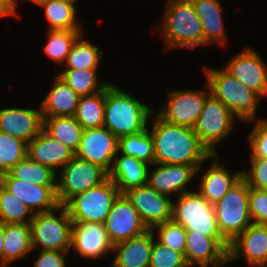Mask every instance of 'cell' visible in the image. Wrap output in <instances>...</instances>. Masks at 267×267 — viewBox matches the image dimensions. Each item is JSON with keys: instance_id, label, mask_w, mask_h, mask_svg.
<instances>
[{"instance_id": "1", "label": "cell", "mask_w": 267, "mask_h": 267, "mask_svg": "<svg viewBox=\"0 0 267 267\" xmlns=\"http://www.w3.org/2000/svg\"><path fill=\"white\" fill-rule=\"evenodd\" d=\"M149 131L154 145L155 163L193 165L198 171L201 163L212 153L200 141L193 128L166 123L157 115Z\"/></svg>"}, {"instance_id": "2", "label": "cell", "mask_w": 267, "mask_h": 267, "mask_svg": "<svg viewBox=\"0 0 267 267\" xmlns=\"http://www.w3.org/2000/svg\"><path fill=\"white\" fill-rule=\"evenodd\" d=\"M104 113L103 126L120 138L146 130L153 109L121 88L108 84L105 87Z\"/></svg>"}, {"instance_id": "3", "label": "cell", "mask_w": 267, "mask_h": 267, "mask_svg": "<svg viewBox=\"0 0 267 267\" xmlns=\"http://www.w3.org/2000/svg\"><path fill=\"white\" fill-rule=\"evenodd\" d=\"M163 19L159 30L167 48L195 49L204 44L202 24L191 0H168Z\"/></svg>"}, {"instance_id": "4", "label": "cell", "mask_w": 267, "mask_h": 267, "mask_svg": "<svg viewBox=\"0 0 267 267\" xmlns=\"http://www.w3.org/2000/svg\"><path fill=\"white\" fill-rule=\"evenodd\" d=\"M205 75L211 94L233 113V118L254 120L261 99L255 92L224 69L205 68Z\"/></svg>"}, {"instance_id": "5", "label": "cell", "mask_w": 267, "mask_h": 267, "mask_svg": "<svg viewBox=\"0 0 267 267\" xmlns=\"http://www.w3.org/2000/svg\"><path fill=\"white\" fill-rule=\"evenodd\" d=\"M172 219L181 224L186 231L214 237L227 251L229 250L230 243L218 229L214 205L198 192L178 196V201L173 203Z\"/></svg>"}, {"instance_id": "6", "label": "cell", "mask_w": 267, "mask_h": 267, "mask_svg": "<svg viewBox=\"0 0 267 267\" xmlns=\"http://www.w3.org/2000/svg\"><path fill=\"white\" fill-rule=\"evenodd\" d=\"M119 195V189L108 177L100 185L70 198L64 207L72 222L104 223Z\"/></svg>"}, {"instance_id": "7", "label": "cell", "mask_w": 267, "mask_h": 267, "mask_svg": "<svg viewBox=\"0 0 267 267\" xmlns=\"http://www.w3.org/2000/svg\"><path fill=\"white\" fill-rule=\"evenodd\" d=\"M60 211V216L55 215ZM73 222L64 205L57 208L36 213L30 221L32 247H38L42 250H57L69 252L71 249Z\"/></svg>"}, {"instance_id": "8", "label": "cell", "mask_w": 267, "mask_h": 267, "mask_svg": "<svg viewBox=\"0 0 267 267\" xmlns=\"http://www.w3.org/2000/svg\"><path fill=\"white\" fill-rule=\"evenodd\" d=\"M218 229L231 243L251 223L248 206V184L242 178L215 205Z\"/></svg>"}, {"instance_id": "9", "label": "cell", "mask_w": 267, "mask_h": 267, "mask_svg": "<svg viewBox=\"0 0 267 267\" xmlns=\"http://www.w3.org/2000/svg\"><path fill=\"white\" fill-rule=\"evenodd\" d=\"M62 169L56 175V195L60 205H64L73 196L100 185L108 178V173L100 166L76 156Z\"/></svg>"}, {"instance_id": "10", "label": "cell", "mask_w": 267, "mask_h": 267, "mask_svg": "<svg viewBox=\"0 0 267 267\" xmlns=\"http://www.w3.org/2000/svg\"><path fill=\"white\" fill-rule=\"evenodd\" d=\"M233 113L217 98L210 94L203 110L193 126L200 141L215 154V146L228 135L233 127Z\"/></svg>"}, {"instance_id": "11", "label": "cell", "mask_w": 267, "mask_h": 267, "mask_svg": "<svg viewBox=\"0 0 267 267\" xmlns=\"http://www.w3.org/2000/svg\"><path fill=\"white\" fill-rule=\"evenodd\" d=\"M206 86V90H171L157 116L166 123L193 128L211 94L208 84Z\"/></svg>"}, {"instance_id": "12", "label": "cell", "mask_w": 267, "mask_h": 267, "mask_svg": "<svg viewBox=\"0 0 267 267\" xmlns=\"http://www.w3.org/2000/svg\"><path fill=\"white\" fill-rule=\"evenodd\" d=\"M118 138L106 127L83 129L80 145L75 156L111 171L118 155Z\"/></svg>"}, {"instance_id": "13", "label": "cell", "mask_w": 267, "mask_h": 267, "mask_svg": "<svg viewBox=\"0 0 267 267\" xmlns=\"http://www.w3.org/2000/svg\"><path fill=\"white\" fill-rule=\"evenodd\" d=\"M104 224L113 246L149 230L124 194L114 201Z\"/></svg>"}, {"instance_id": "14", "label": "cell", "mask_w": 267, "mask_h": 267, "mask_svg": "<svg viewBox=\"0 0 267 267\" xmlns=\"http://www.w3.org/2000/svg\"><path fill=\"white\" fill-rule=\"evenodd\" d=\"M124 195L148 229L172 219L173 202L170 196L158 193L148 184L132 188Z\"/></svg>"}, {"instance_id": "15", "label": "cell", "mask_w": 267, "mask_h": 267, "mask_svg": "<svg viewBox=\"0 0 267 267\" xmlns=\"http://www.w3.org/2000/svg\"><path fill=\"white\" fill-rule=\"evenodd\" d=\"M224 70L260 98L267 96V65L252 48H245L233 56Z\"/></svg>"}, {"instance_id": "16", "label": "cell", "mask_w": 267, "mask_h": 267, "mask_svg": "<svg viewBox=\"0 0 267 267\" xmlns=\"http://www.w3.org/2000/svg\"><path fill=\"white\" fill-rule=\"evenodd\" d=\"M241 257L249 267H267V225L251 223L230 243L229 262Z\"/></svg>"}, {"instance_id": "17", "label": "cell", "mask_w": 267, "mask_h": 267, "mask_svg": "<svg viewBox=\"0 0 267 267\" xmlns=\"http://www.w3.org/2000/svg\"><path fill=\"white\" fill-rule=\"evenodd\" d=\"M0 184L20 199L33 214L57 208L56 186H38L14 178L9 172L0 176ZM34 210V211H33Z\"/></svg>"}, {"instance_id": "18", "label": "cell", "mask_w": 267, "mask_h": 267, "mask_svg": "<svg viewBox=\"0 0 267 267\" xmlns=\"http://www.w3.org/2000/svg\"><path fill=\"white\" fill-rule=\"evenodd\" d=\"M184 257L189 267H222L229 263L228 251L214 238L187 231Z\"/></svg>"}, {"instance_id": "19", "label": "cell", "mask_w": 267, "mask_h": 267, "mask_svg": "<svg viewBox=\"0 0 267 267\" xmlns=\"http://www.w3.org/2000/svg\"><path fill=\"white\" fill-rule=\"evenodd\" d=\"M71 247L81 256L96 259L113 249L104 223L73 222Z\"/></svg>"}, {"instance_id": "20", "label": "cell", "mask_w": 267, "mask_h": 267, "mask_svg": "<svg viewBox=\"0 0 267 267\" xmlns=\"http://www.w3.org/2000/svg\"><path fill=\"white\" fill-rule=\"evenodd\" d=\"M43 130L40 109H0V131L25 141L27 144Z\"/></svg>"}, {"instance_id": "21", "label": "cell", "mask_w": 267, "mask_h": 267, "mask_svg": "<svg viewBox=\"0 0 267 267\" xmlns=\"http://www.w3.org/2000/svg\"><path fill=\"white\" fill-rule=\"evenodd\" d=\"M150 175L148 172L147 184L160 194L169 196L172 193L179 195L188 193L187 184L194 178L198 170L193 165L160 164Z\"/></svg>"}, {"instance_id": "22", "label": "cell", "mask_w": 267, "mask_h": 267, "mask_svg": "<svg viewBox=\"0 0 267 267\" xmlns=\"http://www.w3.org/2000/svg\"><path fill=\"white\" fill-rule=\"evenodd\" d=\"M27 155L56 172L57 168L64 167L75 156V153L42 130L28 143Z\"/></svg>"}, {"instance_id": "23", "label": "cell", "mask_w": 267, "mask_h": 267, "mask_svg": "<svg viewBox=\"0 0 267 267\" xmlns=\"http://www.w3.org/2000/svg\"><path fill=\"white\" fill-rule=\"evenodd\" d=\"M154 233L149 229L139 236L114 245L112 251L116 255L112 267H149Z\"/></svg>"}, {"instance_id": "24", "label": "cell", "mask_w": 267, "mask_h": 267, "mask_svg": "<svg viewBox=\"0 0 267 267\" xmlns=\"http://www.w3.org/2000/svg\"><path fill=\"white\" fill-rule=\"evenodd\" d=\"M211 167L202 176L199 189L197 191L212 205H215L223 196L242 179V171L234 174L229 173L222 164L218 163L217 153L212 154Z\"/></svg>"}, {"instance_id": "25", "label": "cell", "mask_w": 267, "mask_h": 267, "mask_svg": "<svg viewBox=\"0 0 267 267\" xmlns=\"http://www.w3.org/2000/svg\"><path fill=\"white\" fill-rule=\"evenodd\" d=\"M115 156L111 171L108 177L119 189L120 194L126 191L146 185L148 182L149 164L136 159L135 157L121 154Z\"/></svg>"}, {"instance_id": "26", "label": "cell", "mask_w": 267, "mask_h": 267, "mask_svg": "<svg viewBox=\"0 0 267 267\" xmlns=\"http://www.w3.org/2000/svg\"><path fill=\"white\" fill-rule=\"evenodd\" d=\"M40 104L43 118L74 116L80 96L58 75Z\"/></svg>"}, {"instance_id": "27", "label": "cell", "mask_w": 267, "mask_h": 267, "mask_svg": "<svg viewBox=\"0 0 267 267\" xmlns=\"http://www.w3.org/2000/svg\"><path fill=\"white\" fill-rule=\"evenodd\" d=\"M204 33V44L225 43L226 34L219 0H191Z\"/></svg>"}, {"instance_id": "28", "label": "cell", "mask_w": 267, "mask_h": 267, "mask_svg": "<svg viewBox=\"0 0 267 267\" xmlns=\"http://www.w3.org/2000/svg\"><path fill=\"white\" fill-rule=\"evenodd\" d=\"M4 265L32 251L31 227L28 224H4Z\"/></svg>"}, {"instance_id": "29", "label": "cell", "mask_w": 267, "mask_h": 267, "mask_svg": "<svg viewBox=\"0 0 267 267\" xmlns=\"http://www.w3.org/2000/svg\"><path fill=\"white\" fill-rule=\"evenodd\" d=\"M43 130L72 152L78 150L83 128L74 116L43 118Z\"/></svg>"}, {"instance_id": "30", "label": "cell", "mask_w": 267, "mask_h": 267, "mask_svg": "<svg viewBox=\"0 0 267 267\" xmlns=\"http://www.w3.org/2000/svg\"><path fill=\"white\" fill-rule=\"evenodd\" d=\"M105 88L92 95L80 96L74 118L83 129L103 127Z\"/></svg>"}, {"instance_id": "31", "label": "cell", "mask_w": 267, "mask_h": 267, "mask_svg": "<svg viewBox=\"0 0 267 267\" xmlns=\"http://www.w3.org/2000/svg\"><path fill=\"white\" fill-rule=\"evenodd\" d=\"M9 173L16 179L38 186H56V175L50 167L32 160L28 155Z\"/></svg>"}, {"instance_id": "32", "label": "cell", "mask_w": 267, "mask_h": 267, "mask_svg": "<svg viewBox=\"0 0 267 267\" xmlns=\"http://www.w3.org/2000/svg\"><path fill=\"white\" fill-rule=\"evenodd\" d=\"M74 2L62 0H44L39 5L45 8V16L49 23V30L80 29L76 19Z\"/></svg>"}, {"instance_id": "33", "label": "cell", "mask_w": 267, "mask_h": 267, "mask_svg": "<svg viewBox=\"0 0 267 267\" xmlns=\"http://www.w3.org/2000/svg\"><path fill=\"white\" fill-rule=\"evenodd\" d=\"M135 157L151 166L155 164L153 139L148 129L118 138V152Z\"/></svg>"}, {"instance_id": "34", "label": "cell", "mask_w": 267, "mask_h": 267, "mask_svg": "<svg viewBox=\"0 0 267 267\" xmlns=\"http://www.w3.org/2000/svg\"><path fill=\"white\" fill-rule=\"evenodd\" d=\"M79 96L92 95L102 91L109 83L99 81L97 69H65L58 73Z\"/></svg>"}, {"instance_id": "35", "label": "cell", "mask_w": 267, "mask_h": 267, "mask_svg": "<svg viewBox=\"0 0 267 267\" xmlns=\"http://www.w3.org/2000/svg\"><path fill=\"white\" fill-rule=\"evenodd\" d=\"M47 44L43 52L58 63H65L75 41L83 34L82 29L48 30Z\"/></svg>"}, {"instance_id": "36", "label": "cell", "mask_w": 267, "mask_h": 267, "mask_svg": "<svg viewBox=\"0 0 267 267\" xmlns=\"http://www.w3.org/2000/svg\"><path fill=\"white\" fill-rule=\"evenodd\" d=\"M30 213L31 210L26 204L0 184V222L4 224H28L34 215Z\"/></svg>"}, {"instance_id": "37", "label": "cell", "mask_w": 267, "mask_h": 267, "mask_svg": "<svg viewBox=\"0 0 267 267\" xmlns=\"http://www.w3.org/2000/svg\"><path fill=\"white\" fill-rule=\"evenodd\" d=\"M82 35L73 44L67 59L66 69H97L100 59L103 56L102 51H98V47L83 41Z\"/></svg>"}, {"instance_id": "38", "label": "cell", "mask_w": 267, "mask_h": 267, "mask_svg": "<svg viewBox=\"0 0 267 267\" xmlns=\"http://www.w3.org/2000/svg\"><path fill=\"white\" fill-rule=\"evenodd\" d=\"M28 144L0 131V176L8 173L27 156Z\"/></svg>"}, {"instance_id": "39", "label": "cell", "mask_w": 267, "mask_h": 267, "mask_svg": "<svg viewBox=\"0 0 267 267\" xmlns=\"http://www.w3.org/2000/svg\"><path fill=\"white\" fill-rule=\"evenodd\" d=\"M158 230V242L184 255L187 231L173 219L156 225L153 231Z\"/></svg>"}, {"instance_id": "40", "label": "cell", "mask_w": 267, "mask_h": 267, "mask_svg": "<svg viewBox=\"0 0 267 267\" xmlns=\"http://www.w3.org/2000/svg\"><path fill=\"white\" fill-rule=\"evenodd\" d=\"M149 267H189L182 253L154 242L152 244Z\"/></svg>"}, {"instance_id": "41", "label": "cell", "mask_w": 267, "mask_h": 267, "mask_svg": "<svg viewBox=\"0 0 267 267\" xmlns=\"http://www.w3.org/2000/svg\"><path fill=\"white\" fill-rule=\"evenodd\" d=\"M248 206L252 223L267 225V192L248 186Z\"/></svg>"}, {"instance_id": "42", "label": "cell", "mask_w": 267, "mask_h": 267, "mask_svg": "<svg viewBox=\"0 0 267 267\" xmlns=\"http://www.w3.org/2000/svg\"><path fill=\"white\" fill-rule=\"evenodd\" d=\"M251 169L242 171V178L249 187L264 190L267 186V158H250Z\"/></svg>"}, {"instance_id": "43", "label": "cell", "mask_w": 267, "mask_h": 267, "mask_svg": "<svg viewBox=\"0 0 267 267\" xmlns=\"http://www.w3.org/2000/svg\"><path fill=\"white\" fill-rule=\"evenodd\" d=\"M251 158H267V120L258 119L253 131L248 135Z\"/></svg>"}, {"instance_id": "44", "label": "cell", "mask_w": 267, "mask_h": 267, "mask_svg": "<svg viewBox=\"0 0 267 267\" xmlns=\"http://www.w3.org/2000/svg\"><path fill=\"white\" fill-rule=\"evenodd\" d=\"M68 252L57 250H41L34 267H65V256Z\"/></svg>"}, {"instance_id": "45", "label": "cell", "mask_w": 267, "mask_h": 267, "mask_svg": "<svg viewBox=\"0 0 267 267\" xmlns=\"http://www.w3.org/2000/svg\"><path fill=\"white\" fill-rule=\"evenodd\" d=\"M16 0H0V17L16 15Z\"/></svg>"}, {"instance_id": "46", "label": "cell", "mask_w": 267, "mask_h": 267, "mask_svg": "<svg viewBox=\"0 0 267 267\" xmlns=\"http://www.w3.org/2000/svg\"><path fill=\"white\" fill-rule=\"evenodd\" d=\"M4 223L0 222V264L4 265V250H3V240H4Z\"/></svg>"}, {"instance_id": "47", "label": "cell", "mask_w": 267, "mask_h": 267, "mask_svg": "<svg viewBox=\"0 0 267 267\" xmlns=\"http://www.w3.org/2000/svg\"><path fill=\"white\" fill-rule=\"evenodd\" d=\"M30 1H32V2H34L36 5L38 4H40L42 1H44V0H30Z\"/></svg>"}, {"instance_id": "48", "label": "cell", "mask_w": 267, "mask_h": 267, "mask_svg": "<svg viewBox=\"0 0 267 267\" xmlns=\"http://www.w3.org/2000/svg\"><path fill=\"white\" fill-rule=\"evenodd\" d=\"M62 1H69V2H74V3H76L77 0H62Z\"/></svg>"}, {"instance_id": "49", "label": "cell", "mask_w": 267, "mask_h": 267, "mask_svg": "<svg viewBox=\"0 0 267 267\" xmlns=\"http://www.w3.org/2000/svg\"><path fill=\"white\" fill-rule=\"evenodd\" d=\"M0 267H9V266L8 264H6V265H0Z\"/></svg>"}]
</instances>
